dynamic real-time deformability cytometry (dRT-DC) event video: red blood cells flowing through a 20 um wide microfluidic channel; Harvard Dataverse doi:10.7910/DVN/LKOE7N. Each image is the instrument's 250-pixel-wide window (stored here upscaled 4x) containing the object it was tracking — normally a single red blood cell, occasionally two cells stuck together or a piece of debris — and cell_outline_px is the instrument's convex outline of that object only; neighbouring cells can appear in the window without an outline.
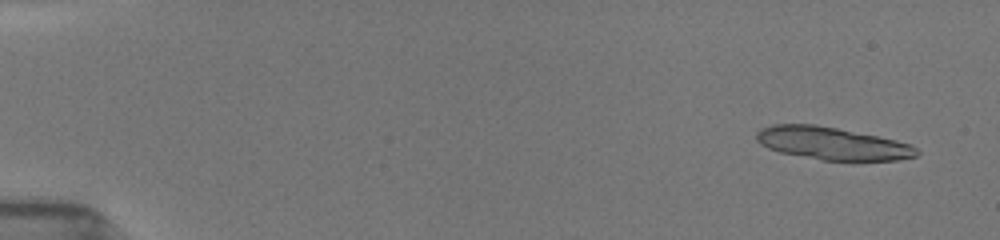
{"species": "common noctule bat (a hibernating species)", "species_latin": "Nyctalus noctula", "temperature_condition": "room temperature", "stored_images_in_passage": 17, "camera_frame_rate_fps": 3000, "um_per_image_px": 0.085, "animal": {"sex": "female", "body_mass_g": 19.5, "forearm_length_mm": 54.1}, "frame": {"image": 1, "passage_image": 3, "time_ms": 0.667, "image_size_px": [1000, 240], "cell_outline_px": [[920, 152], [916, 156], [896, 160], [824, 160], [780, 152], [768, 148], [760, 144], [756, 140], [756, 132], [760, 128], [772, 124], [812, 124], [836, 128], [896, 140], [908, 144], [916, 148]], "centroid_in_image_um": [70.68, 12.18], "position_along_channel_um": 14.3, "area_um2": 30.11}}